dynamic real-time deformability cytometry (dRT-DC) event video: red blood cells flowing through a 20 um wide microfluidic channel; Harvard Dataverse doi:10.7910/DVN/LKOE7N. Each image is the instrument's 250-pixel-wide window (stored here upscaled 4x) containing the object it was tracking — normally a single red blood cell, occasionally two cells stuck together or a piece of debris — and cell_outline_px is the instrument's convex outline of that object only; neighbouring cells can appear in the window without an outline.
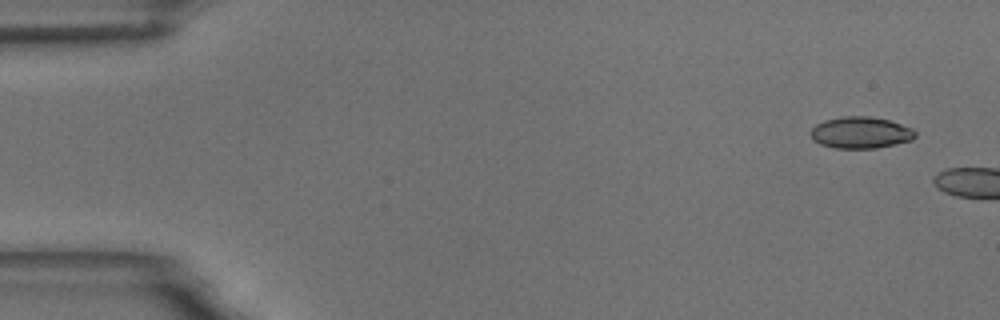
{"species": "common noctule bat (a hibernating species)", "species_latin": "Nyctalus noctula", "temperature_condition": "room temperature", "stored_images_in_passage": 3, "camera_frame_rate_fps": 3000, "um_per_image_px": 0.085, "animal": {"sex": "male", "body_mass_g": 18.8}, "frame": {"image": 1, "passage_image": 1, "time_ms": 0.0, "image_size_px": [1000, 320], "cell_outline_px": [[916, 136], [912, 140], [876, 148], [836, 148], [820, 144], [812, 140], [808, 132], [816, 124], [824, 120], [844, 116], [868, 116], [888, 120], [912, 128], [916, 132]], "centroid_in_image_um": [73.11, 11.27], "position_along_channel_um": 11.9, "area_um2": 19.31}}